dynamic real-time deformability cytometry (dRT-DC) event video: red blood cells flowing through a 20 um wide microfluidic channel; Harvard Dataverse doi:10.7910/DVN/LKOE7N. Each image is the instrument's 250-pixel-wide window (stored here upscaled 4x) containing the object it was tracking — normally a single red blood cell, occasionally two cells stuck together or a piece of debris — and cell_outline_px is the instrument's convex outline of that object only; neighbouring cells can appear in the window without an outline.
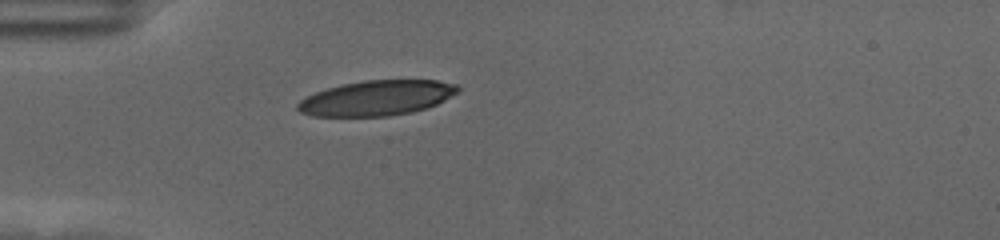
{"species": "human", "species_latin": "Homo sapiens", "temperature_condition": "cold", "stored_images_in_passage": 42, "camera_frame_rate_fps": 3000, "um_per_image_px": 0.085, "donor": {"sex": "female"}, "frame": {"image": 1, "passage_image": 1, "time_ms": 0.0, "image_size_px": [1000, 240], "cell_outline_px": [[460, 92], [428, 108], [412, 112], [388, 116], [312, 116], [300, 112], [296, 108], [296, 104], [300, 100], [316, 92], [340, 84], [364, 80], [436, 80], [456, 84], [460, 88]], "centroid_in_image_um": [32.04, 8.33], "position_along_channel_um": 53.0, "area_um2": 32.89}}
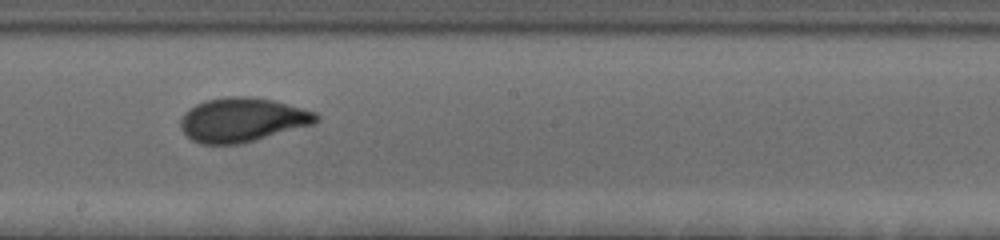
{"frame": {"image": 2, "passage_image": 17, "time_ms": 5.333, "image_size_px": [1000, 240], "cell_outline_px": [[320, 120], [316, 124], [240, 144], [200, 144], [192, 140], [180, 128], [180, 120], [184, 112], [188, 108], [204, 100], [228, 96], [248, 96], [272, 100], [316, 112], [320, 116]], "centroid_in_image_um": [20.6, 10.18], "position_along_channel_um": 227.6, "area_um2": 35.14}}
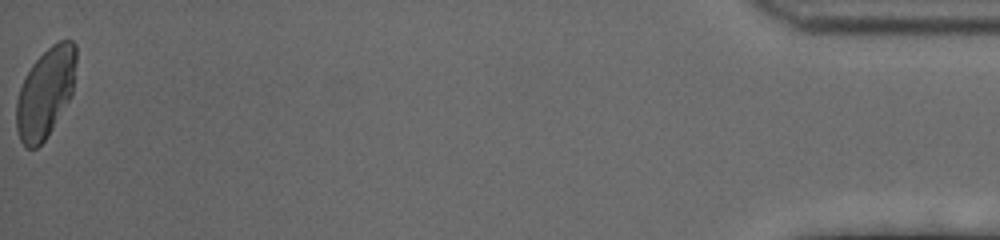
{"frame": {"image": 3, "passage_image": 42, "time_ms": 13.667, "image_size_px": [1000, 240], "cell_outline_px": [[76, 64], [72, 92], [68, 100], [48, 136], [36, 148], [28, 148], [20, 140], [16, 128], [16, 100], [24, 76], [32, 64], [52, 44], [60, 40], [72, 40], [76, 44]], "centroid_in_image_um": [3.85, 7.86], "position_along_channel_um": 431.3, "area_um2": 31.1}, "authors_computed_cell_mechanics": {"area_um2": 33.3506, "velocity_mm_per_s": 3.5076, "shape_relaxation_time_tau1_ms": 3.9004, "shape_relaxation_time_tau2_ms": 1.0297, "deformation_change_tau1": 0.1712, "deformation_change_tau2": 0.065}}